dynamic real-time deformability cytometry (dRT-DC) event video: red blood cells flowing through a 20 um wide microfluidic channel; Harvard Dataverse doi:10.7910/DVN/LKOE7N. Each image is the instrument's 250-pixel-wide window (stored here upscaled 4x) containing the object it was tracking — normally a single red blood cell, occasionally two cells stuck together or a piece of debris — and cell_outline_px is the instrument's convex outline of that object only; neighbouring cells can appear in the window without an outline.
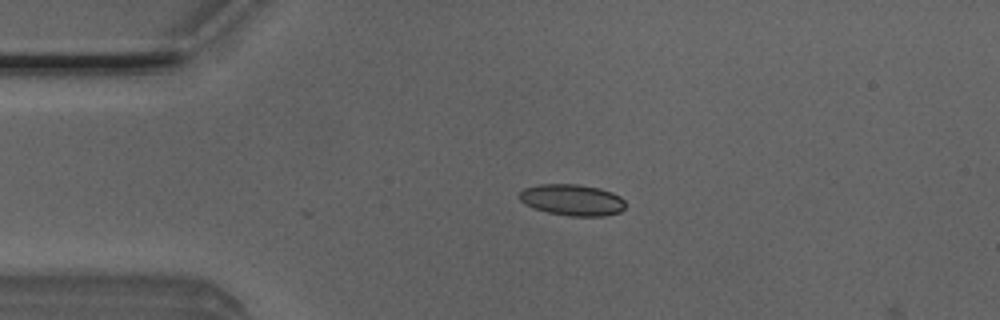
{"species": "Egyptian fruit bat (a non-hibernating species)", "species_latin": "Rousettus aegyptiacus", "temperature_condition": "room temperature", "stored_images_in_passage": 23, "camera_frame_rate_fps": 3000, "um_per_image_px": 0.085, "animal": {"sex": "male"}, "frame": {"image": 1, "passage_image": 10, "time_ms": 3.0, "image_size_px": [1000, 320], "cell_outline_px": [[624, 208], [620, 212], [604, 216], [568, 216], [548, 212], [524, 204], [520, 200], [520, 192], [524, 188], [540, 184], [576, 184], [600, 188], [612, 192], [620, 196], [624, 200]], "centroid_in_image_um": [48.65, 16.99], "position_along_channel_um": 36.3, "area_um2": 19.31}}
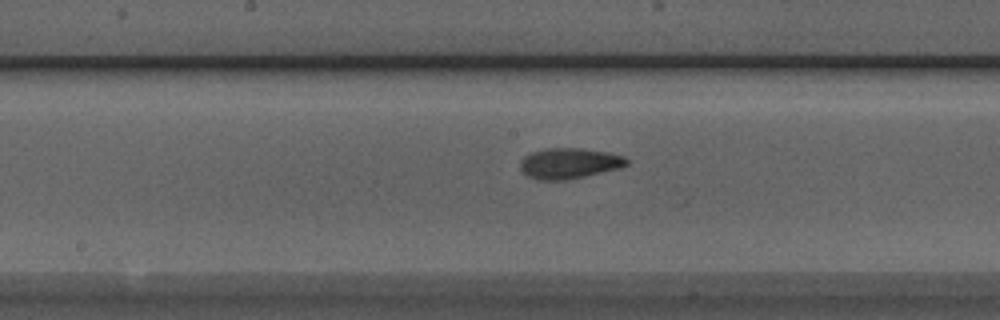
{"frame": {"image": 2, "passage_image": 18, "time_ms": 5.667, "image_size_px": [1000, 320], "cell_outline_px": [[628, 164], [620, 168], [584, 176], [564, 180], [540, 180], [528, 176], [520, 168], [520, 160], [524, 156], [532, 152], [544, 148], [580, 148], [608, 152], [624, 156], [628, 160]], "centroid_in_image_um": [48.38, 13.87], "position_along_channel_um": 199.8, "area_um2": 18.96}}
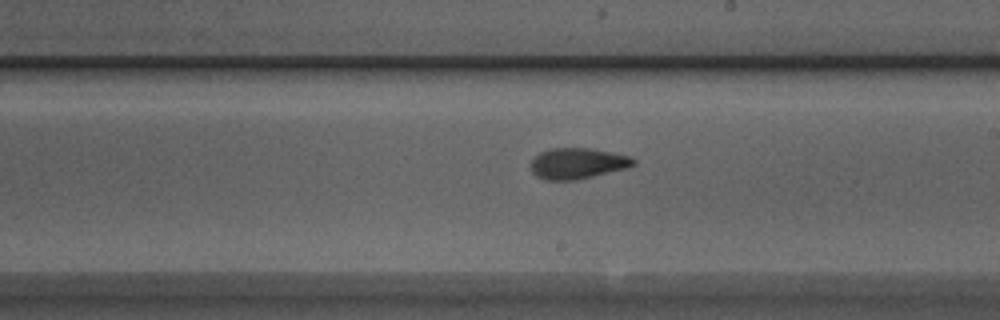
{"frame": {"image": 3, "passage_image": 21, "time_ms": 6.667, "image_size_px": [1000, 320], "cell_outline_px": [[636, 164], [628, 168], [576, 180], [544, 180], [536, 176], [532, 172], [532, 160], [540, 152], [548, 148], [588, 148], [612, 152], [632, 156], [636, 160]], "centroid_in_image_um": [49.12, 13.89], "position_along_channel_um": 239.9, "area_um2": 18.61}}